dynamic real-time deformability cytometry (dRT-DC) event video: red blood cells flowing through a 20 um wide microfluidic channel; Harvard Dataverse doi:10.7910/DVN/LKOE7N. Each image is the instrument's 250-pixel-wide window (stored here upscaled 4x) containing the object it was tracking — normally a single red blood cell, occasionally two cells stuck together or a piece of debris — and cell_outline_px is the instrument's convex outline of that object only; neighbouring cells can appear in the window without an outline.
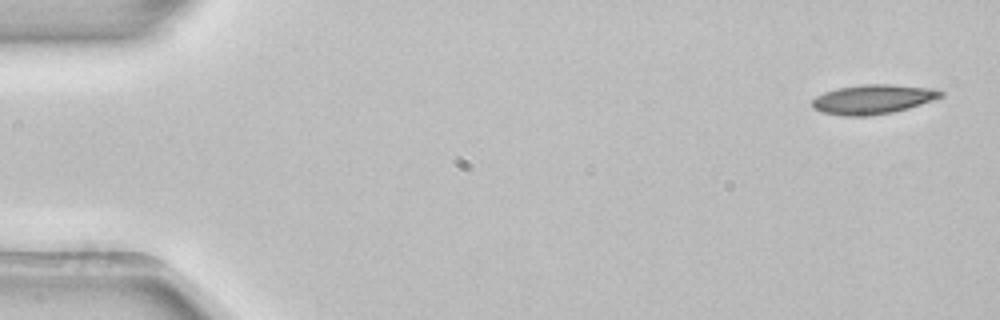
{"species": "common noctule bat (a hibernating species)", "species_latin": "Nyctalus noctula", "temperature_condition": "room temperature", "stored_images_in_passage": 5, "segment_of_instrument_passage": [2, 2], "camera_frame_rate_fps": 3000, "um_per_image_px": 0.085, "animal": {"sex": "female", "body_mass_g": 22.7, "forearm_length_mm": 54.2}, "frame": {"image": 1, "passage_image": 5, "time_ms": 1.333, "image_size_px": [1000, 320], "cell_outline_px": [[944, 96], [908, 108], [892, 112], [868, 116], [844, 116], [820, 112], [812, 108], [812, 100], [816, 96], [824, 92], [836, 88], [864, 84], [892, 84], [936, 88], [944, 92]], "centroid_in_image_um": [74.19, 8.43], "position_along_channel_um": 10.8, "area_um2": 22.25}}